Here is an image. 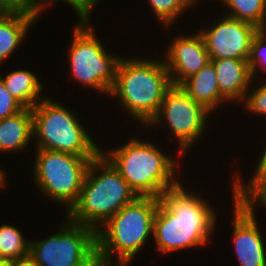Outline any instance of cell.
<instances>
[{"label":"cell","mask_w":266,"mask_h":266,"mask_svg":"<svg viewBox=\"0 0 266 266\" xmlns=\"http://www.w3.org/2000/svg\"><path fill=\"white\" fill-rule=\"evenodd\" d=\"M33 138L32 109L24 108L19 113L0 120V152L22 150Z\"/></svg>","instance_id":"2e32d148"},{"label":"cell","mask_w":266,"mask_h":266,"mask_svg":"<svg viewBox=\"0 0 266 266\" xmlns=\"http://www.w3.org/2000/svg\"><path fill=\"white\" fill-rule=\"evenodd\" d=\"M234 248L239 266H266V248L255 217V208L234 199Z\"/></svg>","instance_id":"7c38bea8"},{"label":"cell","mask_w":266,"mask_h":266,"mask_svg":"<svg viewBox=\"0 0 266 266\" xmlns=\"http://www.w3.org/2000/svg\"><path fill=\"white\" fill-rule=\"evenodd\" d=\"M210 62L216 71L220 93L226 101H244L252 81L248 60L221 58L210 59Z\"/></svg>","instance_id":"5bb4252c"},{"label":"cell","mask_w":266,"mask_h":266,"mask_svg":"<svg viewBox=\"0 0 266 266\" xmlns=\"http://www.w3.org/2000/svg\"><path fill=\"white\" fill-rule=\"evenodd\" d=\"M73 114L53 99L45 97L39 101L32 108L36 147L77 156H98L101 149Z\"/></svg>","instance_id":"8992f818"},{"label":"cell","mask_w":266,"mask_h":266,"mask_svg":"<svg viewBox=\"0 0 266 266\" xmlns=\"http://www.w3.org/2000/svg\"><path fill=\"white\" fill-rule=\"evenodd\" d=\"M197 33L176 37L167 50L164 62L172 85H180L210 62L203 37Z\"/></svg>","instance_id":"4fadbf2b"},{"label":"cell","mask_w":266,"mask_h":266,"mask_svg":"<svg viewBox=\"0 0 266 266\" xmlns=\"http://www.w3.org/2000/svg\"><path fill=\"white\" fill-rule=\"evenodd\" d=\"M194 101L203 105L208 111H214L216 107L225 102L221 95L216 79V71L211 62L200 71L185 79L179 85Z\"/></svg>","instance_id":"9a60e30c"},{"label":"cell","mask_w":266,"mask_h":266,"mask_svg":"<svg viewBox=\"0 0 266 266\" xmlns=\"http://www.w3.org/2000/svg\"><path fill=\"white\" fill-rule=\"evenodd\" d=\"M137 197L127 181L100 153L92 159L80 197L67 216L74 223L97 231L123 206L130 204Z\"/></svg>","instance_id":"277c9868"},{"label":"cell","mask_w":266,"mask_h":266,"mask_svg":"<svg viewBox=\"0 0 266 266\" xmlns=\"http://www.w3.org/2000/svg\"><path fill=\"white\" fill-rule=\"evenodd\" d=\"M101 154L127 181L138 197H156L180 182L174 179L176 162L155 144L133 138L128 143Z\"/></svg>","instance_id":"5b68a950"},{"label":"cell","mask_w":266,"mask_h":266,"mask_svg":"<svg viewBox=\"0 0 266 266\" xmlns=\"http://www.w3.org/2000/svg\"><path fill=\"white\" fill-rule=\"evenodd\" d=\"M254 176L249 180L248 184H244L238 172L233 178V198L244 201L264 180H266V148L259 158ZM239 175V176H238ZM243 183V184H242ZM246 185V186H244Z\"/></svg>","instance_id":"7402d4cb"},{"label":"cell","mask_w":266,"mask_h":266,"mask_svg":"<svg viewBox=\"0 0 266 266\" xmlns=\"http://www.w3.org/2000/svg\"><path fill=\"white\" fill-rule=\"evenodd\" d=\"M23 109L24 107L10 95L0 79V120L13 116Z\"/></svg>","instance_id":"484cf974"},{"label":"cell","mask_w":266,"mask_h":266,"mask_svg":"<svg viewBox=\"0 0 266 266\" xmlns=\"http://www.w3.org/2000/svg\"><path fill=\"white\" fill-rule=\"evenodd\" d=\"M0 266H10V261L5 259H0Z\"/></svg>","instance_id":"4dcf8cb0"},{"label":"cell","mask_w":266,"mask_h":266,"mask_svg":"<svg viewBox=\"0 0 266 266\" xmlns=\"http://www.w3.org/2000/svg\"><path fill=\"white\" fill-rule=\"evenodd\" d=\"M5 175H6L5 171L0 168V188L4 187V185L6 183V181H5L6 176Z\"/></svg>","instance_id":"f546056e"},{"label":"cell","mask_w":266,"mask_h":266,"mask_svg":"<svg viewBox=\"0 0 266 266\" xmlns=\"http://www.w3.org/2000/svg\"><path fill=\"white\" fill-rule=\"evenodd\" d=\"M57 2L58 0H32V17L36 20L40 17L42 13V9L46 8V2L53 3ZM60 1V0H59ZM64 3H68L72 6L79 17L78 20L82 21H89L90 13H92V9L96 6L98 0H61ZM45 2V3H44Z\"/></svg>","instance_id":"cb8c5ba5"},{"label":"cell","mask_w":266,"mask_h":266,"mask_svg":"<svg viewBox=\"0 0 266 266\" xmlns=\"http://www.w3.org/2000/svg\"><path fill=\"white\" fill-rule=\"evenodd\" d=\"M0 11L32 16V0H0Z\"/></svg>","instance_id":"4316f807"},{"label":"cell","mask_w":266,"mask_h":266,"mask_svg":"<svg viewBox=\"0 0 266 266\" xmlns=\"http://www.w3.org/2000/svg\"><path fill=\"white\" fill-rule=\"evenodd\" d=\"M159 203L160 198L137 197L113 215L101 227L102 230L96 231L99 265L113 266V254L117 256L118 266H127L131 262L151 234L153 237Z\"/></svg>","instance_id":"7a4b0ae2"},{"label":"cell","mask_w":266,"mask_h":266,"mask_svg":"<svg viewBox=\"0 0 266 266\" xmlns=\"http://www.w3.org/2000/svg\"><path fill=\"white\" fill-rule=\"evenodd\" d=\"M30 241L23 238L22 233L14 226H0V259L14 260L28 256Z\"/></svg>","instance_id":"ffe728a7"},{"label":"cell","mask_w":266,"mask_h":266,"mask_svg":"<svg viewBox=\"0 0 266 266\" xmlns=\"http://www.w3.org/2000/svg\"><path fill=\"white\" fill-rule=\"evenodd\" d=\"M38 21L21 13H2L0 15V64L13 54L23 42L28 28Z\"/></svg>","instance_id":"e0dca14e"},{"label":"cell","mask_w":266,"mask_h":266,"mask_svg":"<svg viewBox=\"0 0 266 266\" xmlns=\"http://www.w3.org/2000/svg\"><path fill=\"white\" fill-rule=\"evenodd\" d=\"M36 149L34 180L43 195L66 205L68 213L77 203L89 165L97 156Z\"/></svg>","instance_id":"52a82bcc"},{"label":"cell","mask_w":266,"mask_h":266,"mask_svg":"<svg viewBox=\"0 0 266 266\" xmlns=\"http://www.w3.org/2000/svg\"><path fill=\"white\" fill-rule=\"evenodd\" d=\"M52 236L30 240L29 255L39 266H98L96 231L69 218Z\"/></svg>","instance_id":"9c48e42d"},{"label":"cell","mask_w":266,"mask_h":266,"mask_svg":"<svg viewBox=\"0 0 266 266\" xmlns=\"http://www.w3.org/2000/svg\"><path fill=\"white\" fill-rule=\"evenodd\" d=\"M150 6L152 7L154 14L165 26H169L175 22L181 13L186 12L185 10L194 6L197 0H149Z\"/></svg>","instance_id":"44dd1931"},{"label":"cell","mask_w":266,"mask_h":266,"mask_svg":"<svg viewBox=\"0 0 266 266\" xmlns=\"http://www.w3.org/2000/svg\"><path fill=\"white\" fill-rule=\"evenodd\" d=\"M171 86V78L163 60L121 58L109 96H118L124 110L147 126L157 115Z\"/></svg>","instance_id":"3957f363"},{"label":"cell","mask_w":266,"mask_h":266,"mask_svg":"<svg viewBox=\"0 0 266 266\" xmlns=\"http://www.w3.org/2000/svg\"><path fill=\"white\" fill-rule=\"evenodd\" d=\"M248 64L252 80L254 76L257 77L259 67L266 71V29H259L253 36Z\"/></svg>","instance_id":"603a6c76"},{"label":"cell","mask_w":266,"mask_h":266,"mask_svg":"<svg viewBox=\"0 0 266 266\" xmlns=\"http://www.w3.org/2000/svg\"><path fill=\"white\" fill-rule=\"evenodd\" d=\"M197 195L184 190L182 183L161 195L153 236L162 253L206 245L215 227L216 214Z\"/></svg>","instance_id":"6da1fadb"},{"label":"cell","mask_w":266,"mask_h":266,"mask_svg":"<svg viewBox=\"0 0 266 266\" xmlns=\"http://www.w3.org/2000/svg\"><path fill=\"white\" fill-rule=\"evenodd\" d=\"M243 103L249 112L266 116V82L250 94H246Z\"/></svg>","instance_id":"d4e9b609"},{"label":"cell","mask_w":266,"mask_h":266,"mask_svg":"<svg viewBox=\"0 0 266 266\" xmlns=\"http://www.w3.org/2000/svg\"><path fill=\"white\" fill-rule=\"evenodd\" d=\"M212 112L194 101L179 85H172L166 92L157 115L148 124L164 121L180 144L182 155L192 147L206 129L207 117Z\"/></svg>","instance_id":"30bf717a"},{"label":"cell","mask_w":266,"mask_h":266,"mask_svg":"<svg viewBox=\"0 0 266 266\" xmlns=\"http://www.w3.org/2000/svg\"><path fill=\"white\" fill-rule=\"evenodd\" d=\"M88 23L79 22L74 29L68 49L71 74L80 84L110 94L121 58L106 51L95 35V29Z\"/></svg>","instance_id":"ba28073f"},{"label":"cell","mask_w":266,"mask_h":266,"mask_svg":"<svg viewBox=\"0 0 266 266\" xmlns=\"http://www.w3.org/2000/svg\"><path fill=\"white\" fill-rule=\"evenodd\" d=\"M258 30L251 23L224 16L212 28L199 33L210 59L248 60L252 38Z\"/></svg>","instance_id":"8fae6325"},{"label":"cell","mask_w":266,"mask_h":266,"mask_svg":"<svg viewBox=\"0 0 266 266\" xmlns=\"http://www.w3.org/2000/svg\"><path fill=\"white\" fill-rule=\"evenodd\" d=\"M10 266H39V265L30 255H28L22 258L11 260Z\"/></svg>","instance_id":"f1b7e54d"},{"label":"cell","mask_w":266,"mask_h":266,"mask_svg":"<svg viewBox=\"0 0 266 266\" xmlns=\"http://www.w3.org/2000/svg\"><path fill=\"white\" fill-rule=\"evenodd\" d=\"M249 207H255L256 203L266 207V180H264L245 200Z\"/></svg>","instance_id":"83f0119b"},{"label":"cell","mask_w":266,"mask_h":266,"mask_svg":"<svg viewBox=\"0 0 266 266\" xmlns=\"http://www.w3.org/2000/svg\"><path fill=\"white\" fill-rule=\"evenodd\" d=\"M230 8L227 16L266 29V0H220Z\"/></svg>","instance_id":"d6986e66"},{"label":"cell","mask_w":266,"mask_h":266,"mask_svg":"<svg viewBox=\"0 0 266 266\" xmlns=\"http://www.w3.org/2000/svg\"><path fill=\"white\" fill-rule=\"evenodd\" d=\"M0 79L10 95L24 108L32 109L43 99L40 93L43 85L31 71L15 70L4 78L0 76Z\"/></svg>","instance_id":"ac0fdd59"}]
</instances>
